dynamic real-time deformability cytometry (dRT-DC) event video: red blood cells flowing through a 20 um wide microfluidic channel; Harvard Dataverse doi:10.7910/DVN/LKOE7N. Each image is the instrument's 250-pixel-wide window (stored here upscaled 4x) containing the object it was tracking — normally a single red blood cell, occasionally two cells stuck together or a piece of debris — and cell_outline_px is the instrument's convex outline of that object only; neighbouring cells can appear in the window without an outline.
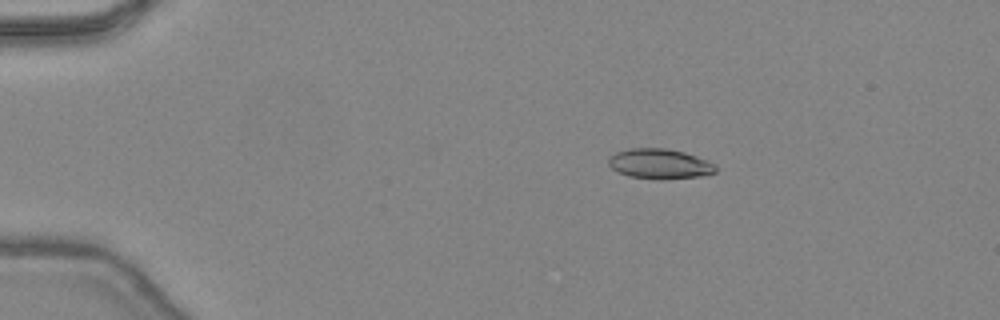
{"species": "common noctule bat (a hibernating species)", "species_latin": "Nyctalus noctula", "temperature_condition": "warm", "stored_images_in_passage": 16, "camera_frame_rate_fps": 3000, "um_per_image_px": 0.085, "animal": {"sex": "female", "body_mass_g": 24.6, "forearm_length_mm": 56.2}, "frame": {"image": 1, "passage_image": 10, "time_ms": 3.0, "image_size_px": [1000, 320], "cell_outline_px": [[716, 172], [700, 176], [664, 180], [628, 176], [612, 168], [608, 164], [608, 156], [616, 152], [628, 148], [664, 148], [684, 152], [708, 160], [716, 164]], "centroid_in_image_um": [56.07, 13.92], "position_along_channel_um": 28.9, "area_um2": 18.9}}